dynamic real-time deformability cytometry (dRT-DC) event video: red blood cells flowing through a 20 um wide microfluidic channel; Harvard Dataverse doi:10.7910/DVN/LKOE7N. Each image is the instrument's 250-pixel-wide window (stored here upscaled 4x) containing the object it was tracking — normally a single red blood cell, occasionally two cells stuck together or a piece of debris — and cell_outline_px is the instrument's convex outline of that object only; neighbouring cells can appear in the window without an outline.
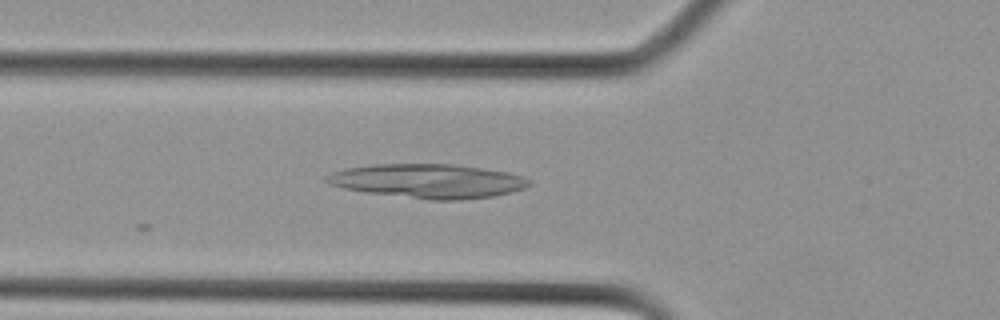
{"species": "Egyptian fruit bat (a non-hibernating species)", "species_latin": "Rousettus aegyptiacus", "temperature_condition": "cold", "stored_images_in_passage": 17, "camera_frame_rate_fps": 3000, "um_per_image_px": 0.085, "animal": {"sex": "female"}, "frame": {"image": 1, "passage_image": 8, "time_ms": 2.333, "image_size_px": [1000, 320], "cell_outline_px": [[532, 184], [524, 188], [512, 192], [492, 196], [460, 200], [428, 200], [364, 192], [344, 188], [328, 184], [324, 180], [324, 176], [332, 172], [344, 168], [372, 164], [452, 164], [508, 172], [524, 176], [532, 180]], "centroid_in_image_um": [36.36, 15.39], "position_along_channel_um": 89.4, "area_um2": 40.58}}
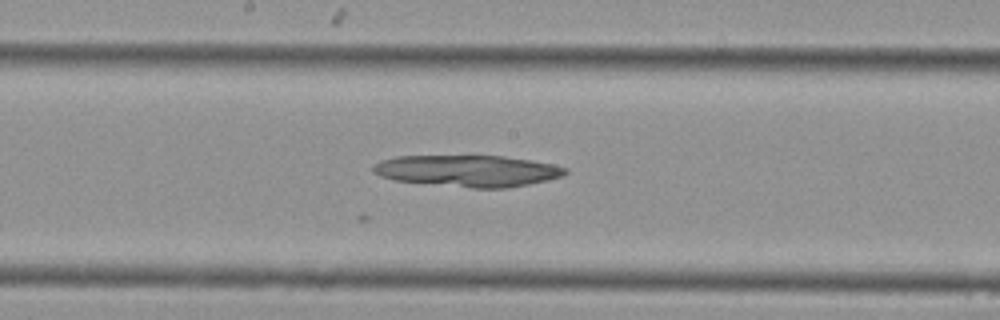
{"frame": {"image": 2, "passage_image": 13, "time_ms": 4.0, "image_size_px": [1000, 320], "cell_outline_px": [[568, 172], [564, 176], [548, 180], [508, 188], [472, 188], [396, 180], [380, 176], [372, 172], [372, 164], [380, 160], [396, 156], [504, 156], [552, 164], [568, 168]], "centroid_in_image_um": [39.76, 14.52], "position_along_channel_um": 208.4, "area_um2": 35.32}}
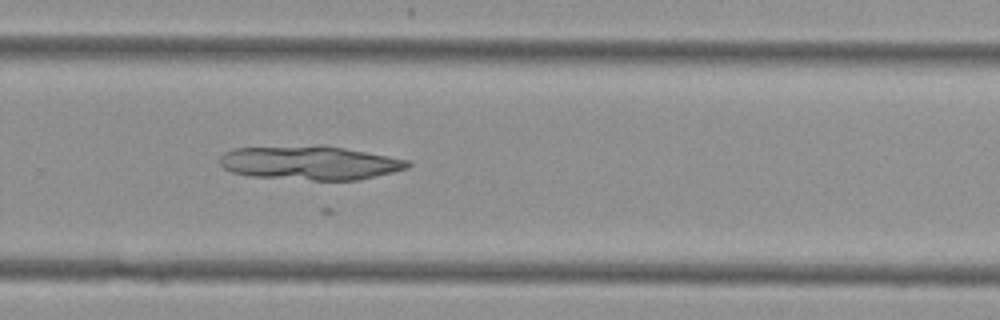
{"frame": {"image": 3, "passage_image": 17, "time_ms": 5.333, "image_size_px": [1000, 320], "cell_outline_px": [[412, 164], [408, 168], [360, 180], [312, 180], [248, 176], [232, 172], [224, 168], [220, 164], [220, 156], [224, 152], [232, 148], [320, 144], [344, 148], [408, 160]], "centroid_in_image_um": [26.3, 13.83], "position_along_channel_um": 303.5, "area_um2": 37.45}}